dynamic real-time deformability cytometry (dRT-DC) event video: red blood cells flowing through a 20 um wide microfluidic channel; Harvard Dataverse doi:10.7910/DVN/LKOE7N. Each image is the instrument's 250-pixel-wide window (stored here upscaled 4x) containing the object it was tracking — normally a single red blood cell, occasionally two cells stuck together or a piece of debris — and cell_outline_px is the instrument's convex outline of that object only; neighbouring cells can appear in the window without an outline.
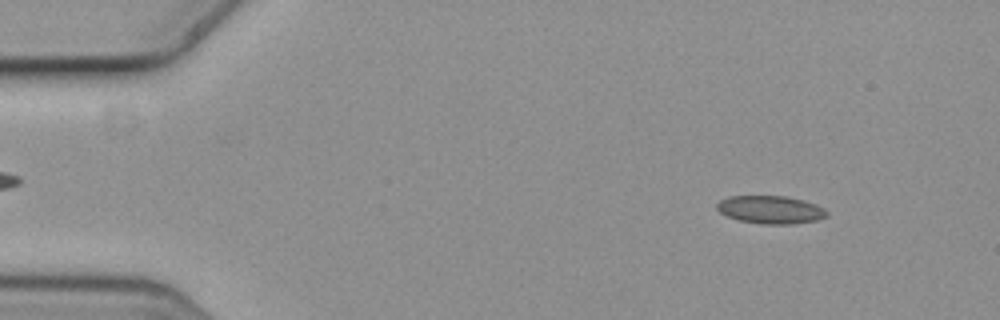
{"species": "common noctule bat (a hibernating species)", "species_latin": "Nyctalus noctula", "temperature_condition": "cold", "stored_images_in_passage": 5, "camera_frame_rate_fps": 3000, "um_per_image_px": 0.085, "animal": {"sex": "female", "body_mass_g": 19.3, "forearm_length_mm": 54.1}, "frame": {"image": 1, "passage_image": 2, "time_ms": 0.333, "image_size_px": [1000, 320], "cell_outline_px": [[828, 216], [816, 220], [792, 224], [760, 224], [740, 220], [724, 216], [716, 208], [716, 204], [720, 200], [728, 196], [784, 196], [800, 200], [824, 208], [828, 212]], "centroid_in_image_um": [65.44, 17.83], "position_along_channel_um": 19.6, "area_um2": 17.8}}